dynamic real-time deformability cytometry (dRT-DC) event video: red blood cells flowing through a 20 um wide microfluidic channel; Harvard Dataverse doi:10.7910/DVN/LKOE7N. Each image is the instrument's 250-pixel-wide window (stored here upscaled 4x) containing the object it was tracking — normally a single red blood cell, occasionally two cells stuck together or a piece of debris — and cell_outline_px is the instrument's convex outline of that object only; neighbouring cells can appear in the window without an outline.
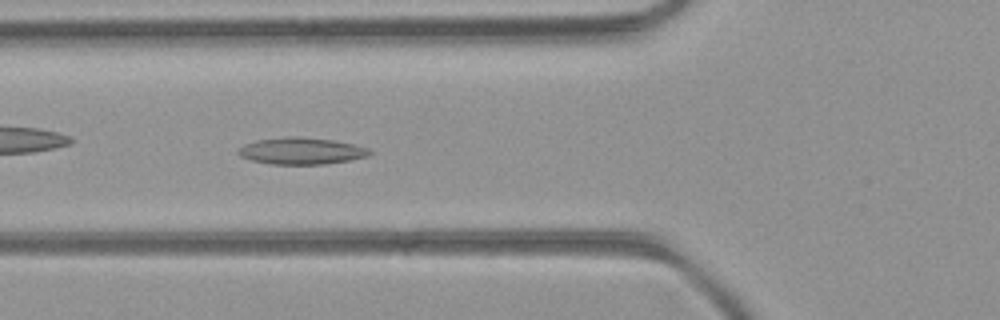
{"species": "common noctule bat (a hibernating species)", "species_latin": "Nyctalus noctula", "temperature_condition": "room temperature", "stored_images_in_passage": 40, "camera_frame_rate_fps": 3000, "um_per_image_px": 0.085, "animal": {"sex": "female", "body_mass_g": 21.9}, "frame": {"image": 1, "passage_image": 17, "time_ms": 5.333, "image_size_px": [1000, 320], "cell_outline_px": [[372, 152], [368, 156], [348, 160], [324, 164], [272, 164], [252, 160], [240, 156], [236, 152], [244, 144], [256, 140], [288, 136], [300, 136], [336, 140], [368, 148]], "centroid_in_image_um": [25.6, 12.82], "position_along_channel_um": 100.2, "area_um2": 20.46}}
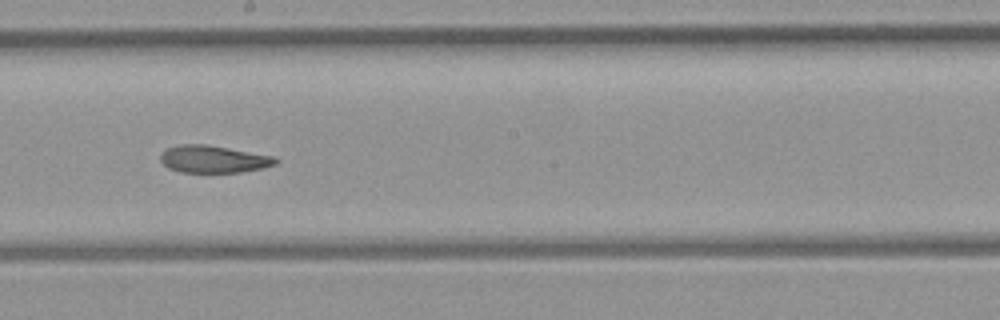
{"frame": {"image": 2, "passage_image": 26, "time_ms": 8.333, "image_size_px": [1000, 320], "cell_outline_px": [[280, 160], [276, 164], [264, 168], [240, 172], [180, 172], [168, 168], [160, 160], [160, 156], [168, 148], [180, 144], [204, 144], [276, 156]], "centroid_in_image_um": [18.19, 13.53], "position_along_channel_um": 230.0, "area_um2": 18.32}}
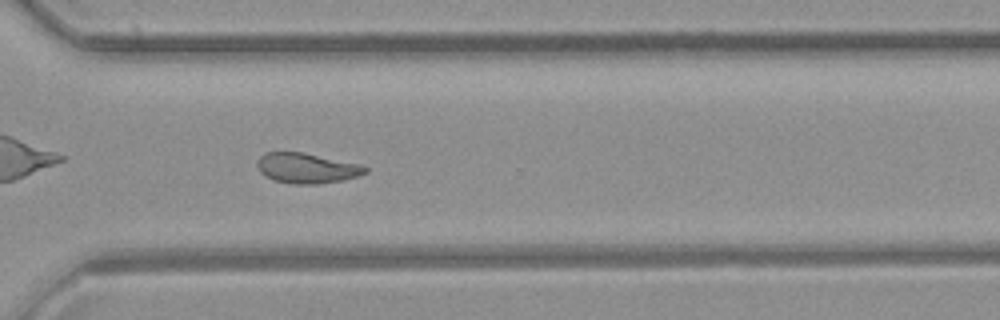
{"frame": {"image": 3, "passage_image": 34, "time_ms": 11.0, "image_size_px": [1000, 320], "cell_outline_px": [[368, 172], [360, 176], [340, 180], [316, 184], [292, 184], [272, 180], [264, 176], [260, 172], [256, 164], [260, 156], [264, 152], [300, 152], [356, 164], [368, 168]], "centroid_in_image_um": [26.01, 14.3], "position_along_channel_um": 344.6, "area_um2": 18.79}, "authors_computed_cell_mechanics": {"area_um2": 20.8658, "velocity_mm_per_s": 4.313, "shape_relaxation_time_tau1_ms": null, "shape_relaxation_time_tau2_ms": 5.8756, "deformation_change_tau1": null, "deformation_change_tau2": 0.1568}}